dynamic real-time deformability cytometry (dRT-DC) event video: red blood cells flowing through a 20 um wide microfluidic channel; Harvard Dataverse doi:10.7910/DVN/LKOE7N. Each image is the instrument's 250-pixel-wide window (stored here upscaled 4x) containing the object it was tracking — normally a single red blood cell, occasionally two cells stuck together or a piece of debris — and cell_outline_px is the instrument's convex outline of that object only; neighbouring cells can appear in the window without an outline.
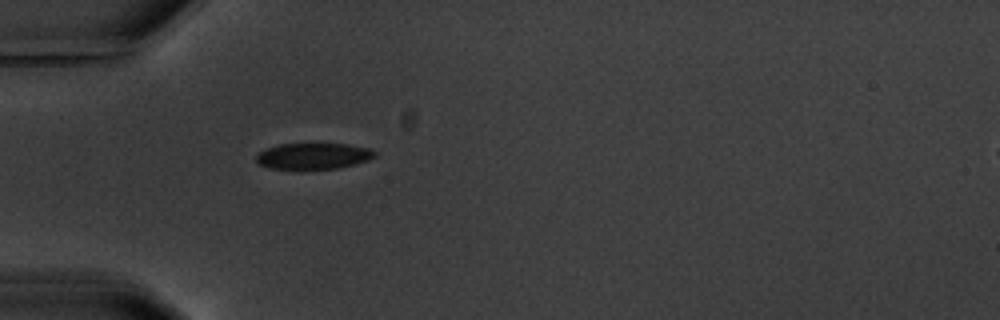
{"species": "common noctule bat (a hibernating species)", "species_latin": "Nyctalus noctula", "temperature_condition": "warm", "stored_images_in_passage": 1, "camera_frame_rate_fps": 3000, "um_per_image_px": 0.085, "animal": {"sex": "male", "body_mass_g": 20.1, "forearm_length_mm": 53.5}, "frame": {"image": 1, "passage_image": 1, "time_ms": 0.0, "image_size_px": [1000, 320], "cell_outline_px": [[376, 156], [368, 160], [356, 164], [340, 168], [304, 172], [268, 168], [260, 164], [256, 160], [256, 156], [260, 152], [268, 148], [280, 144], [348, 144], [368, 148], [376, 152]], "centroid_in_image_um": [26.63, 13.32], "position_along_channel_um": 58.4, "area_um2": 18.79}}